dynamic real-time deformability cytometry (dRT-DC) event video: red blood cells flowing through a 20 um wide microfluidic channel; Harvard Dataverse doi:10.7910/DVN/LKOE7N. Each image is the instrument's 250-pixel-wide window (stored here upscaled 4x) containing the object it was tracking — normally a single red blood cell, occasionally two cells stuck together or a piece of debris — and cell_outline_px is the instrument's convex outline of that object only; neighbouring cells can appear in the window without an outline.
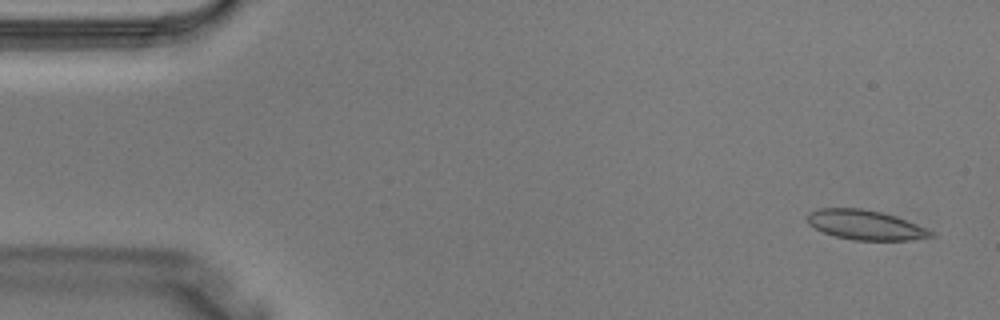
{"species": "Egyptian fruit bat (a non-hibernating species)", "species_latin": "Rousettus aegyptiacus", "temperature_condition": "warm", "stored_images_in_passage": 4, "camera_frame_rate_fps": 3000, "um_per_image_px": 0.085, "animal": {"sex": "male"}, "frame": {"image": 1, "passage_image": 1, "time_ms": 0.0, "image_size_px": [1000, 320], "cell_outline_px": [[936, 236], [908, 240], [852, 240], [836, 236], [824, 232], [808, 224], [808, 212], [820, 208], [860, 208], [880, 212], [896, 216], [928, 228]], "centroid_in_image_um": [73.58, 19.12], "position_along_channel_um": 11.4, "area_um2": 21.27}}